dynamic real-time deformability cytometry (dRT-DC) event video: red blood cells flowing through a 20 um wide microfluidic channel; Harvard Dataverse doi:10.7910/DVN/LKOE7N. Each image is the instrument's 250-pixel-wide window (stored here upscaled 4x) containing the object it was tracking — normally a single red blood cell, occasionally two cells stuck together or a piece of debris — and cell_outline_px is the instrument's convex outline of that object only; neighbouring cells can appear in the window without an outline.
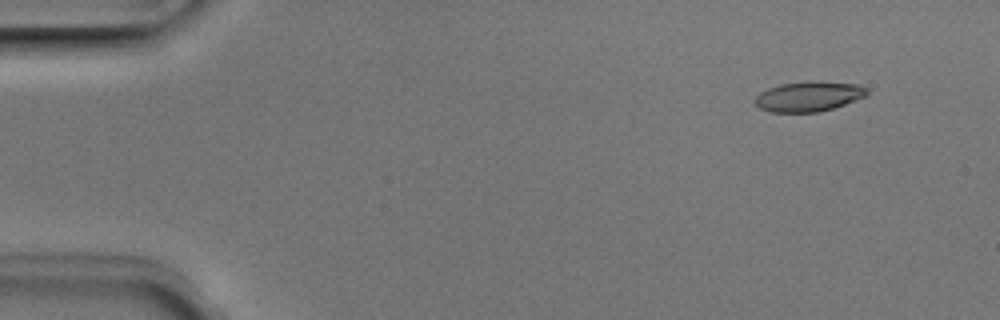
{"species": "Egyptian fruit bat (a non-hibernating species)", "species_latin": "Rousettus aegyptiacus", "temperature_condition": "room temperature", "stored_images_in_passage": 5, "camera_frame_rate_fps": 3000, "um_per_image_px": 0.085, "animal": {"sex": "male"}, "frame": {"image": 1, "passage_image": 2, "time_ms": 0.333, "image_size_px": [1000, 320], "cell_outline_px": [[868, 96], [820, 112], [772, 112], [760, 108], [756, 104], [756, 96], [760, 92], [768, 88], [780, 84], [812, 80], [856, 84], [868, 88]], "centroid_in_image_um": [68.77, 8.18], "position_along_channel_um": 16.2, "area_um2": 19.65}}
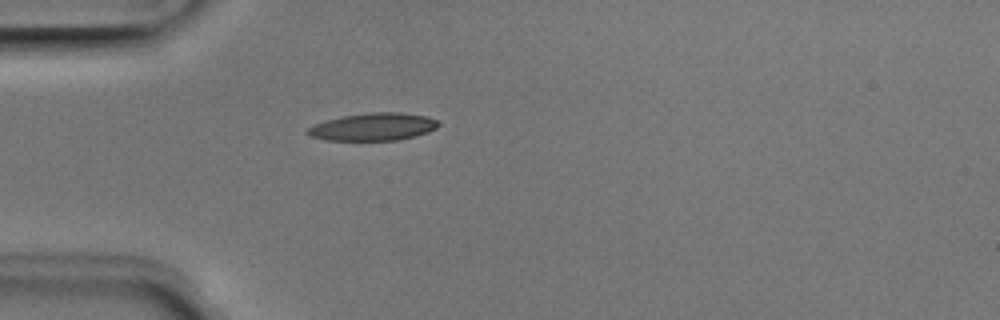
{"frame": {"image": 2, "passage_image": 5, "time_ms": 1.333, "image_size_px": [1000, 320], "cell_outline_px": [[440, 124], [436, 128], [428, 132], [416, 136], [396, 140], [324, 140], [312, 136], [304, 132], [308, 128], [316, 124], [328, 120], [344, 116], [372, 112], [400, 112], [428, 116], [436, 120]], "centroid_in_image_um": [31.76, 10.78], "position_along_channel_um": 53.2, "area_um2": 20.87}}